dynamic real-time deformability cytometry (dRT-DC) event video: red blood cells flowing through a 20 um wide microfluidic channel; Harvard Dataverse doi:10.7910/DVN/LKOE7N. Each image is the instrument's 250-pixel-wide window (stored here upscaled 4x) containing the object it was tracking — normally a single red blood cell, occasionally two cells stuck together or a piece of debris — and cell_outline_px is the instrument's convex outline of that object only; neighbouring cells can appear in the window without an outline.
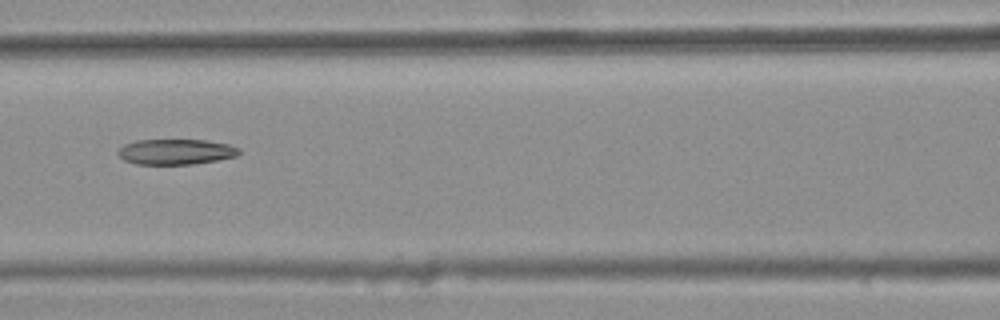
{"species": "common noctule bat (a hibernating species)", "species_latin": "Nyctalus noctula", "temperature_condition": "warm", "stored_images_in_passage": 9, "camera_frame_rate_fps": 3000, "um_per_image_px": 0.085, "animal": {"sex": "female", "body_mass_g": 25.1}, "frame": {"image": 1, "passage_image": 6, "time_ms": 1.667, "image_size_px": [1000, 320], "cell_outline_px": [[240, 152], [236, 156], [216, 160], [192, 164], [136, 164], [124, 160], [116, 152], [124, 144], [136, 140], [204, 140], [228, 144], [240, 148]], "centroid_in_image_um": [14.93, 12.9], "position_along_channel_um": 151.7, "area_um2": 17.86}}
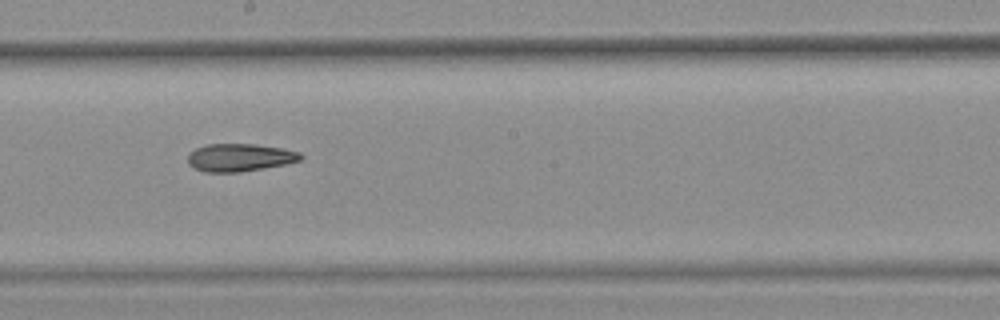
{"frame": {"image": 2, "passage_image": 8, "time_ms": 2.333, "image_size_px": [1000, 320], "cell_outline_px": [[304, 156], [300, 160], [288, 164], [240, 172], [204, 172], [188, 164], [188, 152], [204, 144], [256, 144], [284, 148], [300, 152]], "centroid_in_image_um": [20.39, 13.38], "position_along_channel_um": 227.8, "area_um2": 18.5}}
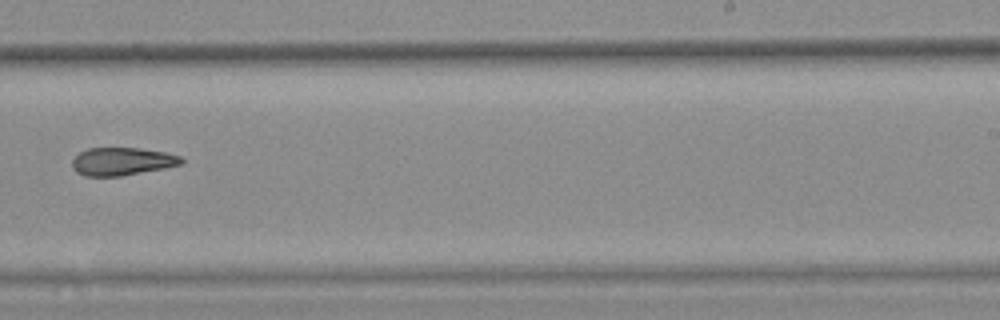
{"frame": {"image": 3, "passage_image": 9, "time_ms": 2.667, "image_size_px": [1000, 320], "cell_outline_px": [[184, 160], [180, 164], [164, 168], [120, 176], [84, 176], [76, 172], [72, 168], [72, 160], [80, 152], [88, 148], [140, 148], [164, 152], [180, 156]], "centroid_in_image_um": [10.34, 13.72], "position_along_channel_um": 278.7, "area_um2": 17.63}}